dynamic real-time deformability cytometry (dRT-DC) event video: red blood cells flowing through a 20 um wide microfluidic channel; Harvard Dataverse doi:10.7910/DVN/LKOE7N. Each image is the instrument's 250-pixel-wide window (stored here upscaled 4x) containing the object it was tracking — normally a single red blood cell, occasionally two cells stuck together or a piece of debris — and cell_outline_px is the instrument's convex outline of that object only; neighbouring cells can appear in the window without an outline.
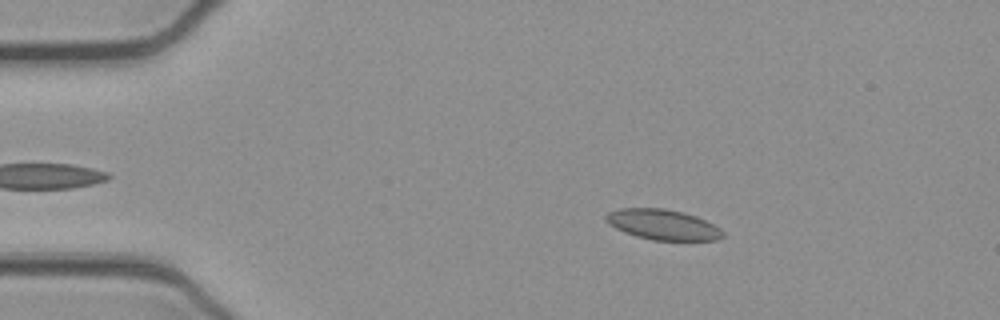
{"species": "common noctule bat (a hibernating species)", "species_latin": "Nyctalus noctula", "temperature_condition": "cold", "stored_images_in_passage": 45, "camera_frame_rate_fps": 3000, "um_per_image_px": 0.085, "animal": {"sex": "female", "body_mass_g": 21.9}, "frame": {"image": 1, "passage_image": 9, "time_ms": 2.667, "image_size_px": [1000, 320], "cell_outline_px": [[724, 236], [716, 240], [652, 240], [636, 236], [624, 232], [608, 224], [604, 220], [604, 216], [608, 212], [620, 208], [664, 208], [684, 212], [696, 216], [720, 228], [724, 232]], "centroid_in_image_um": [56.31, 19.08], "position_along_channel_um": 28.7, "area_um2": 20.75}}
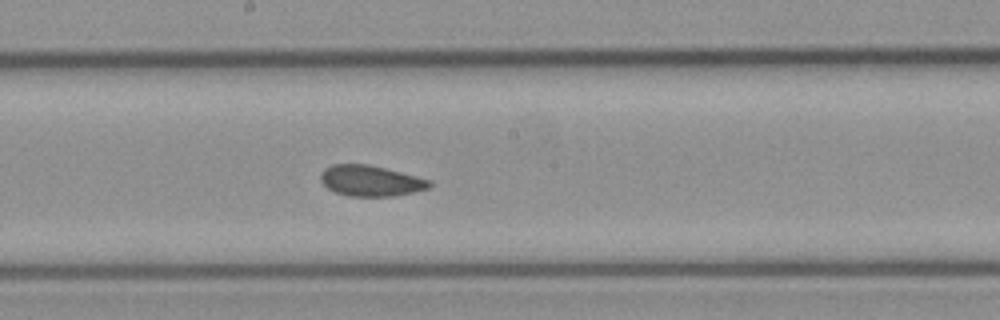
{"frame": {"image": 2, "passage_image": 28, "time_ms": 9.0, "image_size_px": [1000, 320], "cell_outline_px": [[432, 184], [428, 188], [412, 192], [392, 196], [348, 196], [336, 192], [328, 188], [320, 180], [320, 172], [324, 168], [332, 164], [368, 164], [432, 180]], "centroid_in_image_um": [31.48, 15.36], "position_along_channel_um": 216.7, "area_um2": 19.42}}
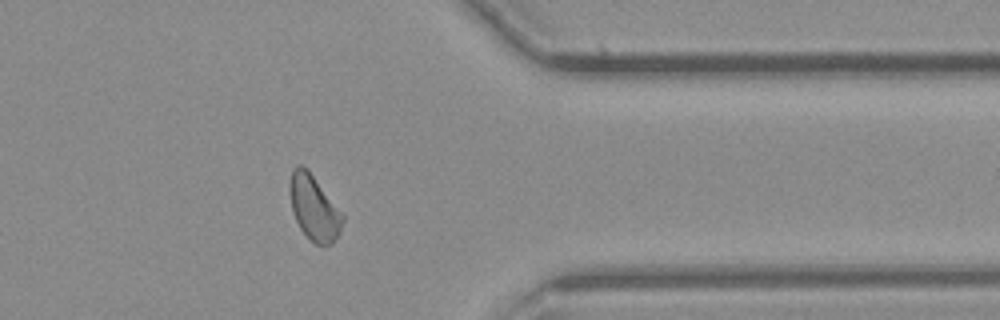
{"frame": {"image": 3, "passage_image": 42, "time_ms": 13.667, "image_size_px": [1000, 320], "cell_outline_px": [[344, 220], [340, 232], [332, 244], [316, 244], [300, 228], [296, 220], [292, 208], [288, 192], [288, 184], [292, 168], [296, 164], [300, 164], [308, 168], [344, 216]], "centroid_in_image_um": [26.66, 17.6], "position_along_channel_um": 384.7, "area_um2": 20.06}, "authors_computed_cell_mechanics": {"area_um2": 20.519, "velocity_mm_per_s": 3.8878, "shape_relaxation_time_tau1_ms": null, "shape_relaxation_time_tau2_ms": 2.4137, "deformation_change_tau1": null, "deformation_change_tau2": 0.0858}}